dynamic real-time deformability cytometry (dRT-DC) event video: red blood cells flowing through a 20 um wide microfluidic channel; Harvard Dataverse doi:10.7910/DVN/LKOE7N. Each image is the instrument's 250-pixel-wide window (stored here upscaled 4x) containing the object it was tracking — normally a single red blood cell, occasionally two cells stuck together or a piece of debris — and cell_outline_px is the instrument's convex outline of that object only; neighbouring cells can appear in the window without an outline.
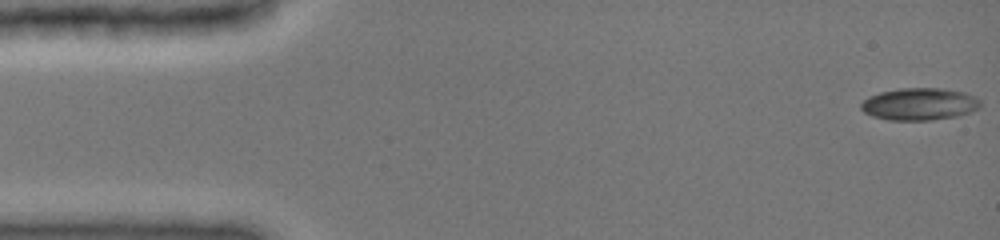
{"species": "common noctule bat (a hibernating species)", "species_latin": "Nyctalus noctula", "temperature_condition": "cold", "stored_images_in_passage": 17, "camera_frame_rate_fps": 3000, "um_per_image_px": 0.085, "animal": {"sex": "female", "body_mass_g": 19.0, "forearm_length_mm": 51.5}, "frame": {"image": 1, "passage_image": 1, "time_ms": 0.0, "image_size_px": [1000, 240], "cell_outline_px": [[980, 108], [956, 116], [932, 120], [888, 120], [872, 116], [864, 112], [860, 108], [860, 104], [868, 96], [880, 92], [900, 88], [940, 88], [964, 92], [980, 100]], "centroid_in_image_um": [78.11, 8.84], "position_along_channel_um": 6.9, "area_um2": 22.37}}
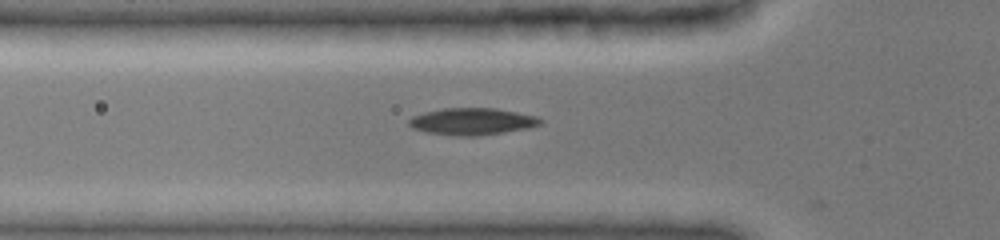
{"frame": {"image": 2, "passage_image": 10, "time_ms": 3.0, "image_size_px": [1000, 240], "cell_outline_px": [[544, 120], [540, 124], [528, 128], [480, 136], [452, 136], [428, 132], [412, 128], [408, 124], [408, 120], [412, 116], [424, 112], [444, 108], [496, 108], [536, 116]], "centroid_in_image_um": [40.12, 10.33], "position_along_channel_um": 85.7, "area_um2": 20.69}}
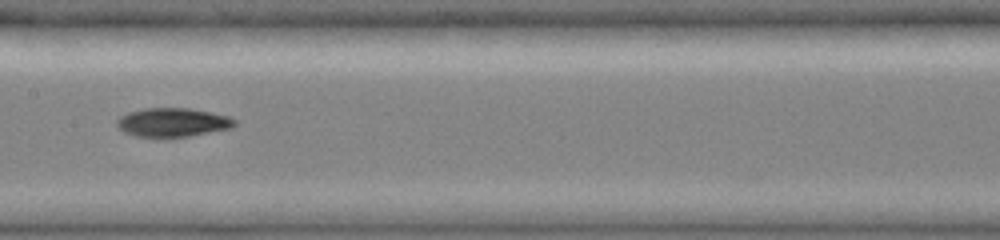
{"frame": {"image": 3, "passage_image": 15, "time_ms": 4.667, "image_size_px": [1000, 240], "cell_outline_px": [[236, 124], [232, 128], [188, 136], [136, 136], [124, 132], [116, 124], [116, 120], [120, 116], [128, 112], [144, 108], [188, 108], [212, 112], [228, 116], [236, 120]], "centroid_in_image_um": [14.69, 10.38], "position_along_channel_um": 192.7, "area_um2": 19.59}}